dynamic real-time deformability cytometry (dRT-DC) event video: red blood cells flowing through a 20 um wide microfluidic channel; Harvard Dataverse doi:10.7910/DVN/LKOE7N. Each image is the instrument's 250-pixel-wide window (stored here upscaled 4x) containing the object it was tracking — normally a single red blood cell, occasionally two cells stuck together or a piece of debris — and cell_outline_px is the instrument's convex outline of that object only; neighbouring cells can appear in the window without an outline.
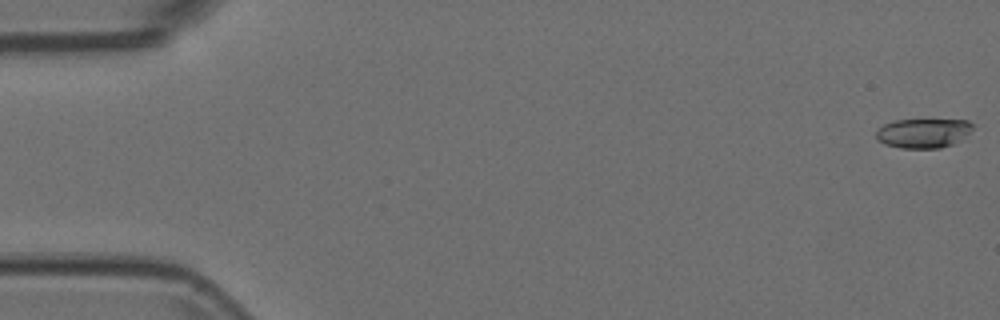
{"species": "Egyptian fruit bat (a non-hibernating species)", "species_latin": "Rousettus aegyptiacus", "temperature_condition": "room temperature", "stored_images_in_passage": 54, "camera_frame_rate_fps": 3000, "um_per_image_px": 0.085, "animal": {"sex": "female"}, "frame": {"image": 1, "passage_image": 1, "time_ms": 0.0, "image_size_px": [1000, 320], "cell_outline_px": [[972, 128], [960, 140], [952, 144], [940, 148], [900, 148], [884, 144], [876, 140], [876, 132], [884, 124], [896, 120], [968, 120], [972, 124]], "centroid_in_image_um": [78.44, 11.32], "position_along_channel_um": 6.6, "area_um2": 16.42}}
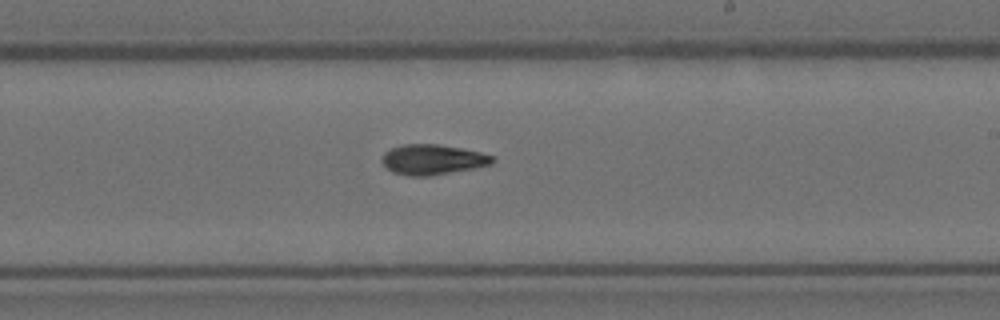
{"frame": {"image": 2, "passage_image": 32, "time_ms": 10.333, "image_size_px": [1000, 320], "cell_outline_px": [[496, 160], [492, 164], [432, 176], [408, 176], [392, 172], [380, 160], [384, 152], [392, 148], [404, 144], [436, 144], [460, 148], [480, 152], [492, 156]], "centroid_in_image_um": [36.75, 13.57], "position_along_channel_um": 252.3, "area_um2": 19.36}}
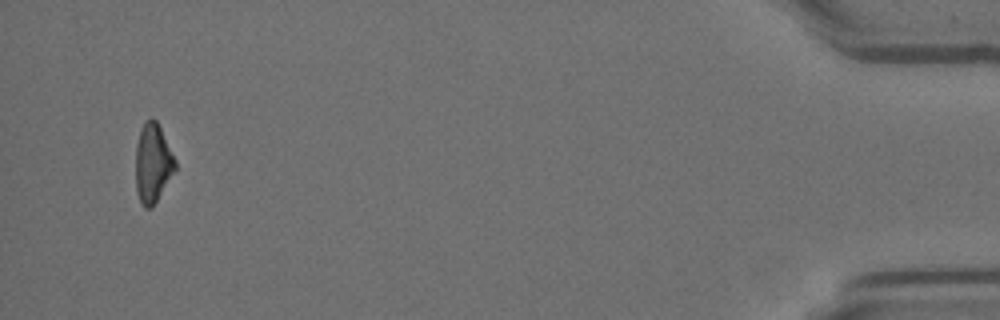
{"frame": {"image": 3, "passage_image": 52, "time_ms": 17.0, "image_size_px": [1000, 320], "cell_outline_px": [[176, 168], [152, 208], [144, 208], [140, 204], [136, 192], [136, 144], [140, 128], [144, 120], [152, 116], [156, 120], [176, 160]], "centroid_in_image_um": [12.96, 13.86], "position_along_channel_um": 422.2, "area_um2": 18.32}}